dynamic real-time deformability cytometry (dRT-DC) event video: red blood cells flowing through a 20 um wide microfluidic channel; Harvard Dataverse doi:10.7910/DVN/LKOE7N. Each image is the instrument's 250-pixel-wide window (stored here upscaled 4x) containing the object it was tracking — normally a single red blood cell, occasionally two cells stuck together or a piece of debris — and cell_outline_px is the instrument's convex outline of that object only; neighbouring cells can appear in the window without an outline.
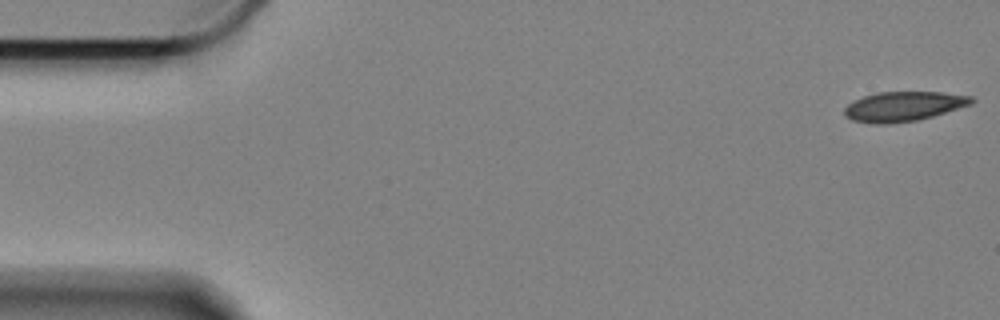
{"species": "Egyptian fruit bat (a non-hibernating species)", "species_latin": "Rousettus aegyptiacus", "temperature_condition": "cold", "stored_images_in_passage": 59, "camera_frame_rate_fps": 3000, "um_per_image_px": 0.085, "animal": {"sex": "female"}, "frame": {"image": 1, "passage_image": 1, "time_ms": 0.0, "image_size_px": [1000, 320], "cell_outline_px": [[976, 100], [972, 104], [932, 116], [916, 120], [888, 124], [872, 124], [852, 120], [844, 116], [844, 108], [852, 100], [876, 92], [940, 92], [972, 96]], "centroid_in_image_um": [76.77, 9.04], "position_along_channel_um": 8.2, "area_um2": 22.08}}
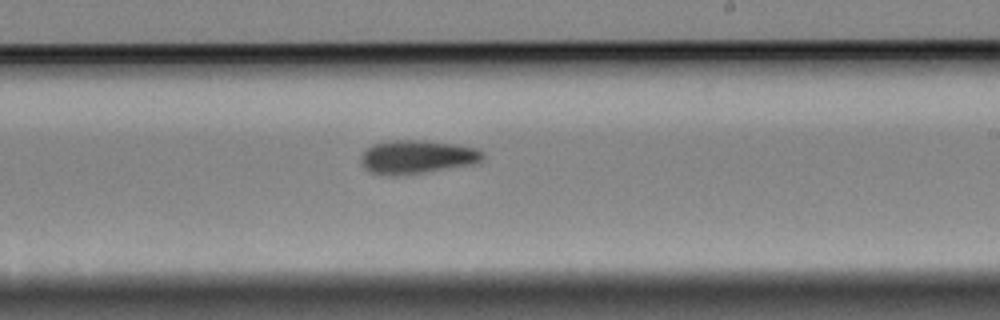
{"frame": {"image": 2, "passage_image": 34, "time_ms": 11.0, "image_size_px": [1000, 320], "cell_outline_px": [[484, 160], [480, 164], [396, 176], [372, 172], [364, 168], [360, 160], [360, 156], [372, 144], [392, 140], [424, 140], [456, 144], [480, 148], [484, 152]], "centroid_in_image_um": [35.54, 13.33], "position_along_channel_um": 253.5, "area_um2": 24.22}}
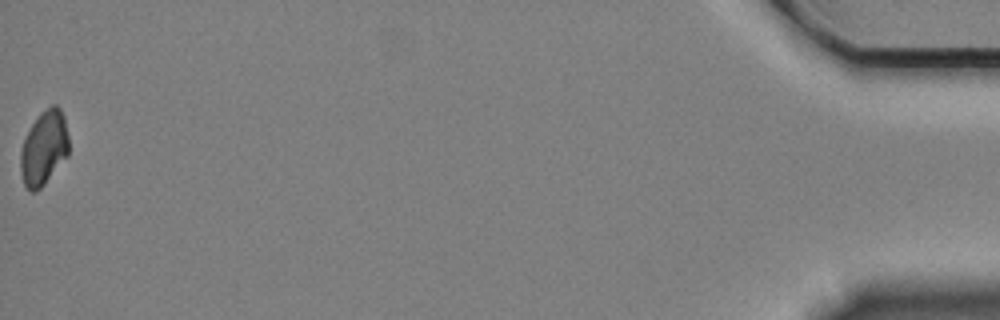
{"frame": {"image": 3, "passage_image": 59, "time_ms": 19.333, "image_size_px": [1000, 320], "cell_outline_px": [[68, 156], [44, 184], [36, 192], [32, 192], [24, 184], [20, 168], [20, 152], [24, 140], [36, 116], [40, 112], [52, 104], [56, 104], [60, 108], [64, 116], [68, 136]], "centroid_in_image_um": [3.74, 12.56], "position_along_channel_um": 431.5, "area_um2": 20.92}}